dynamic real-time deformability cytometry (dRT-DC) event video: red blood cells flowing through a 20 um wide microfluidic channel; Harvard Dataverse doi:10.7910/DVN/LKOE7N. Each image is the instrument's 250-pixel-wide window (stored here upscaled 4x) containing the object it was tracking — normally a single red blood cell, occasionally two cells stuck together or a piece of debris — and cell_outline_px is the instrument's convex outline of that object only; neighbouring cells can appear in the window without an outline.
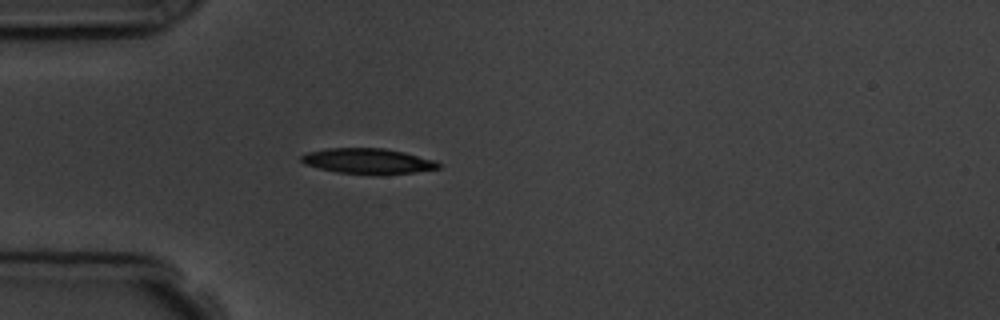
{"species": "common noctule bat (a hibernating species)", "species_latin": "Nyctalus noctula", "temperature_condition": "room temperature", "stored_images_in_passage": 2, "camera_frame_rate_fps": 3000, "um_per_image_px": 0.085, "animal": {"sex": "male", "body_mass_g": 19.5, "forearm_length_mm": 54.6}, "frame": {"image": 1, "passage_image": 2, "time_ms": 1.333, "image_size_px": [1000, 320], "cell_outline_px": [[440, 168], [412, 172], [336, 172], [304, 164], [300, 160], [300, 156], [308, 152], [328, 148], [384, 148], [404, 152], [436, 160], [440, 164]], "centroid_in_image_um": [31.24, 13.65], "position_along_channel_um": 53.8, "area_um2": 19.48}}